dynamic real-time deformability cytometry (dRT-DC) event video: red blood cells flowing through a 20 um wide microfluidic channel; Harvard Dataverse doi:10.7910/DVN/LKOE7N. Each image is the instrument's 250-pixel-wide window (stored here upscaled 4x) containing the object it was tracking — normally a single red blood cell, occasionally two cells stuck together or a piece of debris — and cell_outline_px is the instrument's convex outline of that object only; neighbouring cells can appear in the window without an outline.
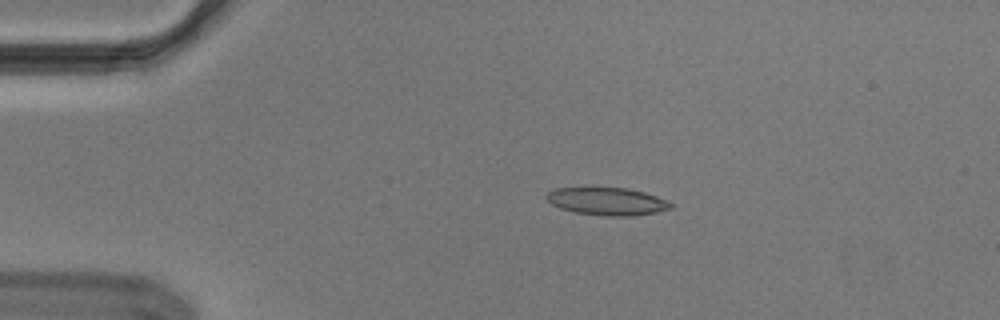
{"species": "Egyptian fruit bat (a non-hibernating species)", "species_latin": "Rousettus aegyptiacus", "temperature_condition": "cold", "stored_images_in_passage": 44, "camera_frame_rate_fps": 3000, "um_per_image_px": 0.085, "animal": {"sex": "male"}, "frame": {"image": 1, "passage_image": 1, "time_ms": 0.0, "image_size_px": [1000, 320], "cell_outline_px": [[676, 204], [672, 208], [656, 212], [632, 216], [604, 216], [576, 212], [560, 208], [552, 204], [544, 196], [548, 192], [556, 188], [588, 184], [628, 188], [644, 192], [668, 200]], "centroid_in_image_um": [51.58, 17.06], "position_along_channel_um": 33.4, "area_um2": 21.1}}
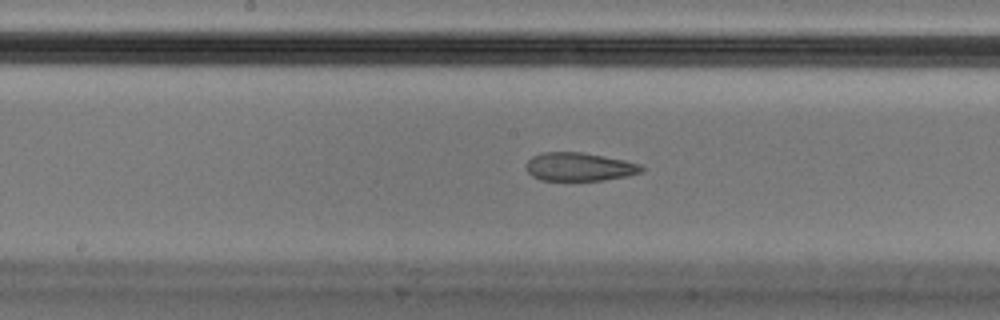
{"frame": {"image": 2, "passage_image": 18, "time_ms": 5.667, "image_size_px": [1000, 320], "cell_outline_px": [[644, 168], [640, 172], [628, 176], [604, 180], [540, 180], [532, 176], [528, 172], [528, 160], [532, 156], [540, 152], [580, 152], [604, 156], [624, 160], [640, 164]], "centroid_in_image_um": [49.24, 14.17], "position_along_channel_um": 199.0, "area_um2": 18.96}}
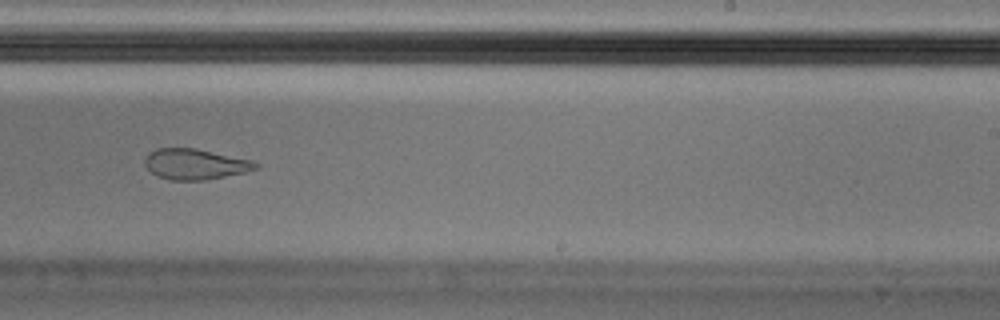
{"frame": {"image": 3, "passage_image": 24, "time_ms": 7.667, "image_size_px": [1000, 320], "cell_outline_px": [[260, 168], [248, 172], [204, 180], [168, 180], [156, 176], [144, 164], [144, 160], [148, 152], [156, 148], [196, 148], [252, 160], [260, 164]], "centroid_in_image_um": [16.61, 13.95], "position_along_channel_um": 272.4, "area_um2": 20.06}, "authors_computed_cell_mechanics": {"area_um2": 21.097, "velocity_mm_per_s": 3.6822, "shape_relaxation_time_tau1_ms": null, "shape_relaxation_time_tau2_ms": 2.1151, "deformation_change_tau1": null, "deformation_change_tau2": 0.0974}}